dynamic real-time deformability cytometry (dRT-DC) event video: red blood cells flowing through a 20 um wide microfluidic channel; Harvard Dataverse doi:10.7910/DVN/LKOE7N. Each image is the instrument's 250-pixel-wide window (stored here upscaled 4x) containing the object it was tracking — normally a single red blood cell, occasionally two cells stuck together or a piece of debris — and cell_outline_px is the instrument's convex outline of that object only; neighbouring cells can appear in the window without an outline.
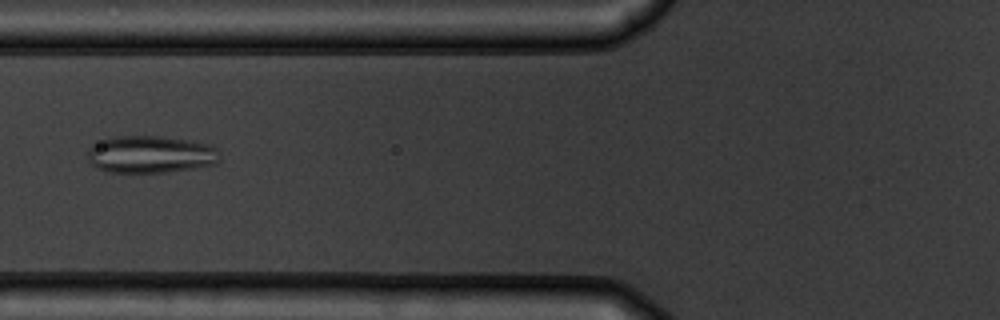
{"species": "common noctule bat (a hibernating species)", "species_latin": "Nyctalus noctula", "temperature_condition": "warm", "stored_images_in_passage": 5, "camera_frame_rate_fps": 3000, "um_per_image_px": 0.085, "animal": {"sex": "male", "body_mass_g": 19.5, "forearm_length_mm": 54.6}, "frame": {"image": 1, "passage_image": 2, "time_ms": 1.333, "image_size_px": [1000, 320], "cell_outline_px": [[216, 164], [196, 168], [164, 172], [108, 172], [92, 164], [88, 160], [88, 148], [92, 144], [116, 136], [160, 136], [208, 144], [216, 148]], "centroid_in_image_um": [12.75, 13.13], "position_along_channel_um": 113.0, "area_um2": 28.26}}